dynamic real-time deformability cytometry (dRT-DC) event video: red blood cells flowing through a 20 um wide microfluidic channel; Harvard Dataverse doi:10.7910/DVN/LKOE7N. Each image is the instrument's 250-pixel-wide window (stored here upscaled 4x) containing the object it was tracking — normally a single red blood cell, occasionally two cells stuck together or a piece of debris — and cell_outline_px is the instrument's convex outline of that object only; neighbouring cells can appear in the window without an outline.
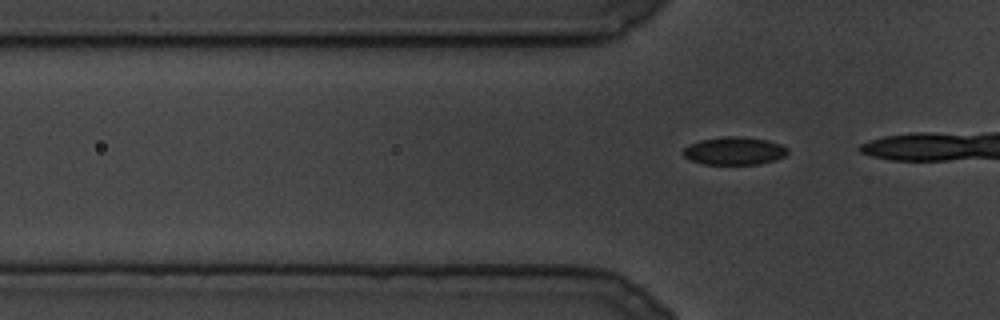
{"species": "common noctule bat (a hibernating species)", "species_latin": "Nyctalus noctula", "temperature_condition": "cold", "stored_images_in_passage": 10, "camera_frame_rate_fps": 3000, "um_per_image_px": 0.085, "animal": {"sex": "male", "body_mass_g": 19.5, "forearm_length_mm": 54.6}, "frame": {"image": 1, "passage_image": 5, "time_ms": 1.333, "image_size_px": [1000, 320], "cell_outline_px": [[788, 152], [784, 156], [776, 160], [760, 164], [704, 164], [688, 160], [684, 156], [684, 148], [688, 144], [700, 140], [728, 136], [736, 136], [768, 140], [780, 144], [788, 148]], "centroid_in_image_um": [62.41, 12.83], "position_along_channel_um": 63.4, "area_um2": 16.99}}